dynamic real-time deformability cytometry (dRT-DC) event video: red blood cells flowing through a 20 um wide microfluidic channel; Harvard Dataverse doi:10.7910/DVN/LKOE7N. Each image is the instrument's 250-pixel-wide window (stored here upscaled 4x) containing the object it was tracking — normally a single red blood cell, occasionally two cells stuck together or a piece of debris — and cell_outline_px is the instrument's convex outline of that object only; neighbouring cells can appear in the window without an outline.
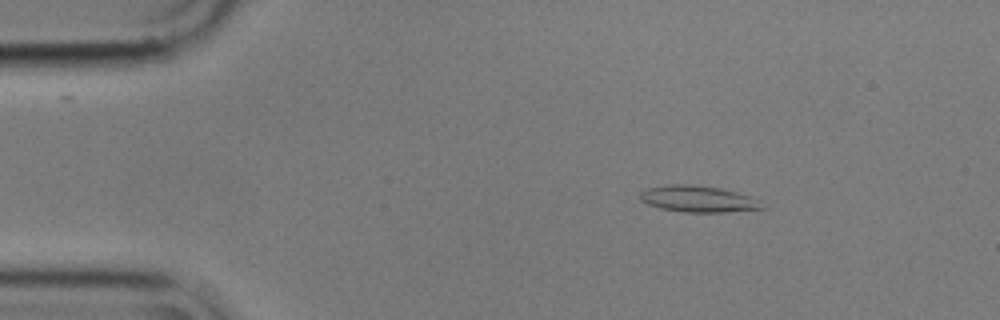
{"species": "common noctule bat (a hibernating species)", "species_latin": "Nyctalus noctula", "temperature_condition": "cold", "stored_images_in_passage": 49, "camera_frame_rate_fps": 3000, "um_per_image_px": 0.085, "animal": {"sex": "male", "body_mass_g": 17.9}, "frame": {"image": 1, "passage_image": 2, "time_ms": 0.333, "image_size_px": [1000, 320], "cell_outline_px": [[768, 208], [724, 212], [684, 212], [660, 208], [648, 204], [640, 200], [640, 192], [644, 188], [668, 184], [692, 184], [720, 188], [736, 192], [760, 200]], "centroid_in_image_um": [59.33, 16.9], "position_along_channel_um": 25.7, "area_um2": 18.96}}
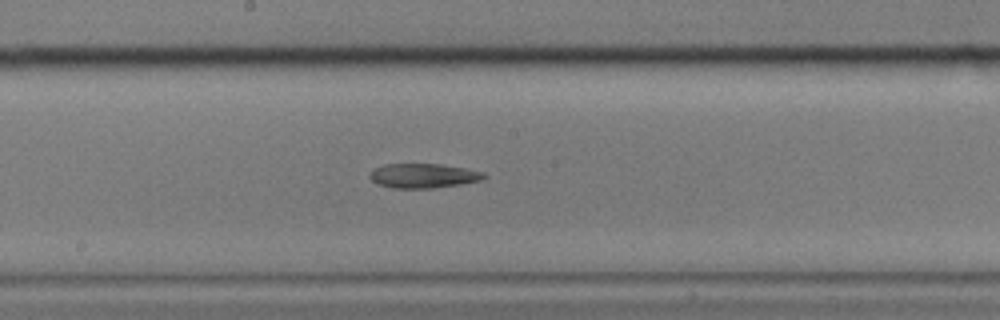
{"frame": {"image": 2, "passage_image": 23, "time_ms": 7.333, "image_size_px": [1000, 320], "cell_outline_px": [[488, 176], [484, 180], [460, 184], [432, 188], [392, 188], [380, 184], [372, 180], [368, 176], [376, 168], [384, 164], [440, 164], [464, 168], [484, 172]], "centroid_in_image_um": [36.03, 14.94], "position_along_channel_um": 212.2, "area_um2": 16.18}}
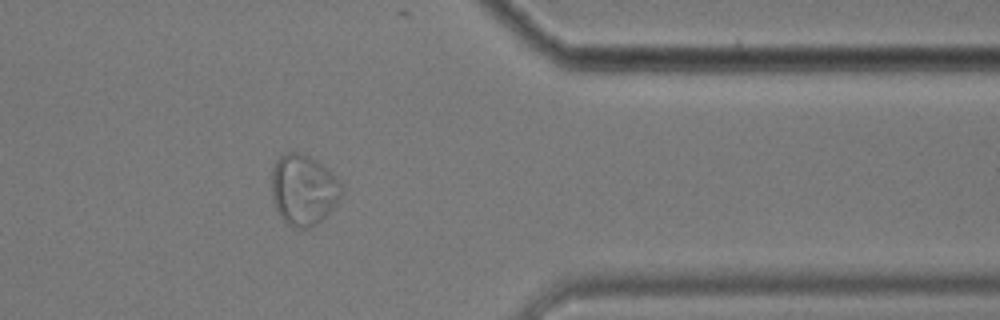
{"frame": {"image": 3, "passage_image": 39, "time_ms": 12.667, "image_size_px": [1000, 320], "cell_outline_px": [[344, 188], [340, 196], [332, 208], [316, 224], [308, 228], [292, 228], [280, 216], [272, 200], [272, 168], [276, 160], [284, 152], [296, 152], [308, 156], [316, 160], [332, 172]], "centroid_in_image_um": [25.77, 16.12], "position_along_channel_um": 385.6, "area_um2": 28.67}, "authors_computed_cell_mechanics": {"area_um2": 17.9758, "velocity_mm_per_s": 3.5311, "shape_relaxation_time_tau1_ms": null, "shape_relaxation_time_tau2_ms": 2.017, "deformation_change_tau1": null, "deformation_change_tau2": 0.0456}}